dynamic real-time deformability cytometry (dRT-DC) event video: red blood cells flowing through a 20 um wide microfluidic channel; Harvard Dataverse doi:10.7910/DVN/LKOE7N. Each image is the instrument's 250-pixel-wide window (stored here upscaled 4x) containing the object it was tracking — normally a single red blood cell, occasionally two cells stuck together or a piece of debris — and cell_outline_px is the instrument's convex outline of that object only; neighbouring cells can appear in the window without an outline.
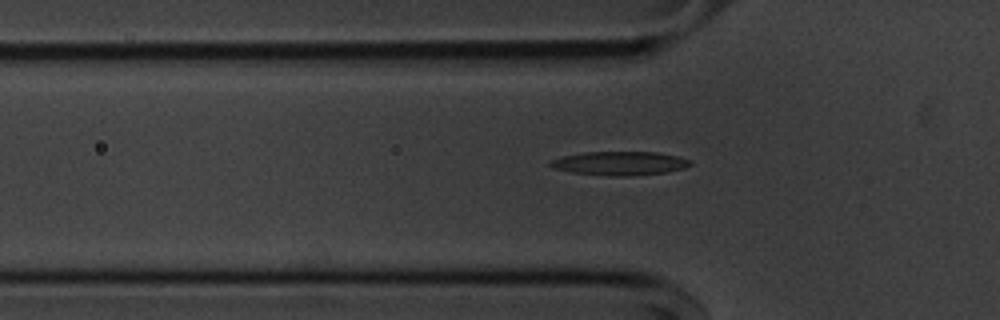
{"species": "common noctule bat (a hibernating species)", "species_latin": "Nyctalus noctula", "temperature_condition": "cold", "stored_images_in_passage": 41, "camera_frame_rate_fps": 3000, "um_per_image_px": 0.085, "animal": {"sex": "male", "body_mass_g": 20.1, "forearm_length_mm": 53.5}, "frame": {"image": 1, "passage_image": 5, "time_ms": 1.333, "image_size_px": [1000, 320], "cell_outline_px": [[692, 164], [684, 168], [668, 172], [632, 176], [608, 176], [572, 172], [552, 168], [548, 164], [552, 160], [564, 156], [584, 152], [656, 152], [676, 156], [688, 160]], "centroid_in_image_um": [52.67, 13.89], "position_along_channel_um": 73.1, "area_um2": 19.31}}
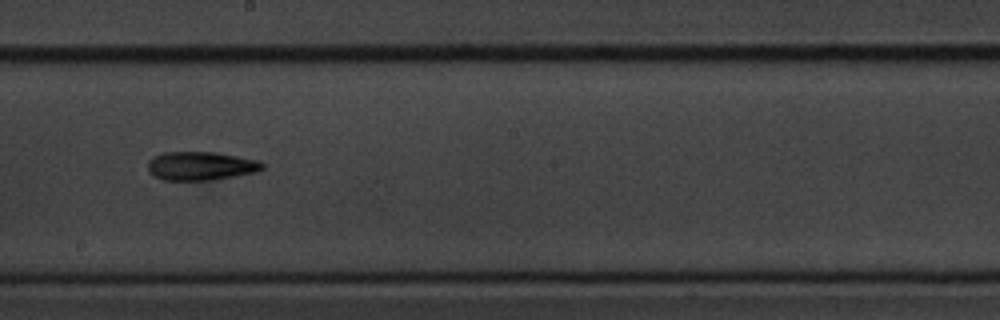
{"frame": {"image": 2, "passage_image": 18, "time_ms": 5.667, "image_size_px": [1000, 320], "cell_outline_px": [[264, 168], [256, 172], [236, 176], [212, 180], [164, 180], [148, 172], [148, 160], [164, 152], [216, 152], [260, 160], [264, 164]], "centroid_in_image_um": [17.1, 14.1], "position_along_channel_um": 231.1, "area_um2": 19.19}}
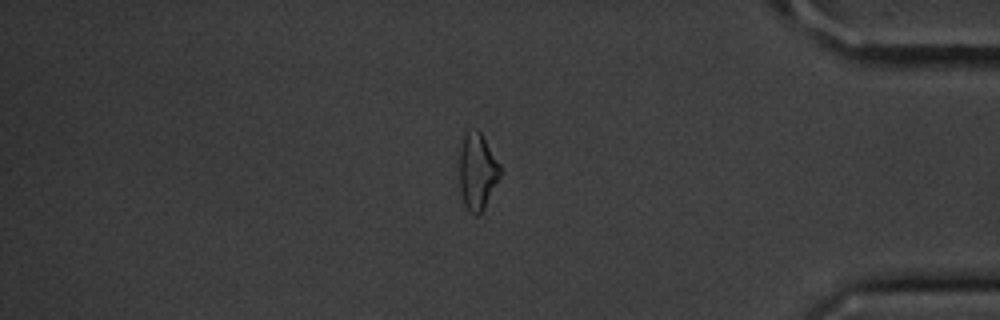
{"frame": {"image": 3, "passage_image": 34, "time_ms": 11.0, "image_size_px": [1000, 320], "cell_outline_px": [[504, 172], [484, 208], [476, 216], [472, 216], [468, 212], [464, 204], [460, 192], [460, 148], [464, 136], [468, 132], [476, 128], [480, 132], [500, 164]], "centroid_in_image_um": [40.6, 14.63], "position_along_channel_um": 394.6, "area_um2": 18.38}}